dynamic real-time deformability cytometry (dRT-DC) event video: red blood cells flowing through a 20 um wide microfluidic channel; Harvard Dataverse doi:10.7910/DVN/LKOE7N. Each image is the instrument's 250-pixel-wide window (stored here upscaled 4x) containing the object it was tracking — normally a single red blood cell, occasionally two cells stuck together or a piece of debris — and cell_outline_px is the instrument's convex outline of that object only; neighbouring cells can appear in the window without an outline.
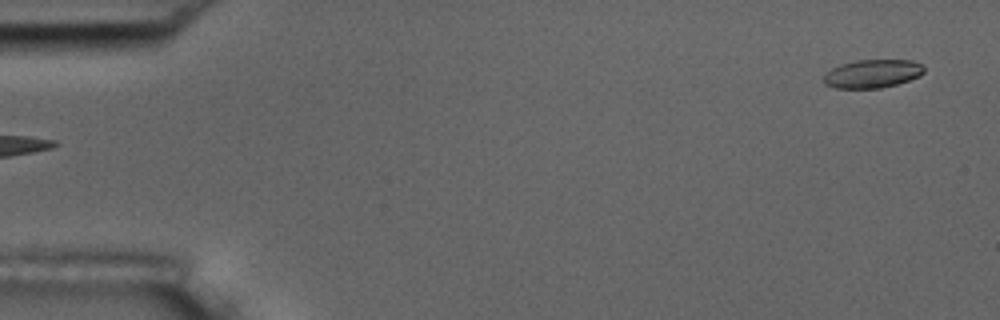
{"species": "common noctule bat (a hibernating species)", "species_latin": "Nyctalus noctula", "temperature_condition": "room temperature", "stored_images_in_passage": 5, "segment_of_instrument_passage": [2, 2], "camera_frame_rate_fps": 3000, "um_per_image_px": 0.085, "animal": {"sex": "male", "body_mass_g": 17.5, "forearm_length_mm": 52.3}, "frame": {"image": 1, "passage_image": 5, "time_ms": 5.667, "image_size_px": [1000, 320], "cell_outline_px": [[924, 72], [920, 76], [896, 84], [880, 88], [836, 88], [824, 84], [824, 76], [832, 68], [840, 64], [856, 60], [912, 60], [920, 64], [924, 68]], "centroid_in_image_um": [74.15, 6.26], "position_along_channel_um": 10.8, "area_um2": 16.47}}